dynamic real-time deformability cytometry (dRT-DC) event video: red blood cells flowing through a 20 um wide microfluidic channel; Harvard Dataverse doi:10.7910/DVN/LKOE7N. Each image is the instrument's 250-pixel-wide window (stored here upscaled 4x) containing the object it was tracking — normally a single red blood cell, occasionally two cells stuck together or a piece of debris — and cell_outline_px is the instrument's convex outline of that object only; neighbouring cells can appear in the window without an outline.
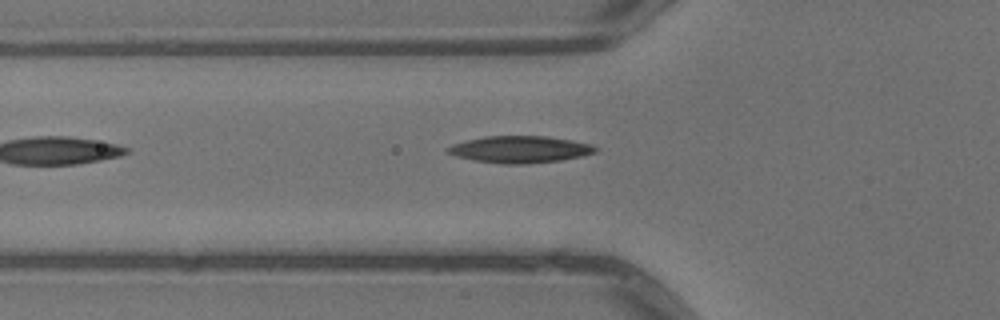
{"species": "common noctule bat (a hibernating species)", "species_latin": "Nyctalus noctula", "temperature_condition": "warm", "stored_images_in_passage": 2, "camera_frame_rate_fps": 3000, "um_per_image_px": 0.085, "animal": {"sex": "male", "body_mass_g": 13.3}, "frame": {"image": 1, "passage_image": 2, "time_ms": 0.333, "image_size_px": [1000, 320], "cell_outline_px": [[596, 152], [580, 156], [560, 160], [524, 164], [504, 164], [476, 160], [456, 156], [448, 152], [448, 148], [452, 144], [484, 136], [544, 136], [572, 140], [592, 144], [596, 148]], "centroid_in_image_um": [44.21, 12.69], "position_along_channel_um": 81.6, "area_um2": 22.77}}